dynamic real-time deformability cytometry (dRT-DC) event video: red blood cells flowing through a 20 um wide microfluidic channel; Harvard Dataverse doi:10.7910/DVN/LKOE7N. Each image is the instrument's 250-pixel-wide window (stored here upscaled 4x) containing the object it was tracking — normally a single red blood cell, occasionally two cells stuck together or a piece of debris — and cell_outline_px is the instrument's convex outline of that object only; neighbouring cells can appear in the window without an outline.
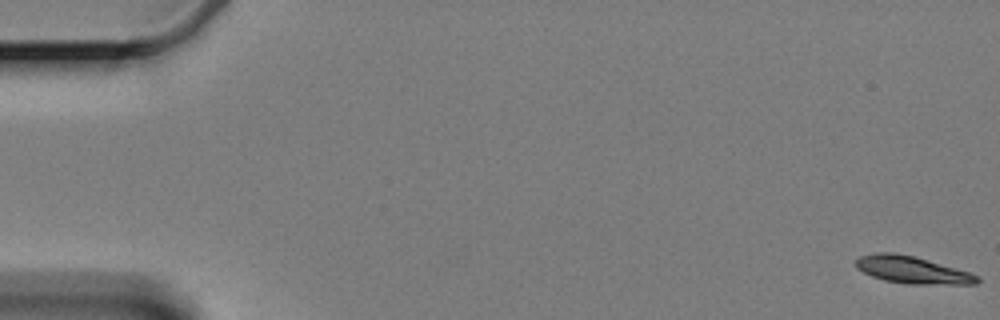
{"species": "Egyptian fruit bat (a non-hibernating species)", "species_latin": "Rousettus aegyptiacus", "temperature_condition": "cold", "stored_images_in_passage": 60, "camera_frame_rate_fps": 3000, "um_per_image_px": 0.085, "animal": {"sex": "female"}, "frame": {"image": 1, "passage_image": 1, "time_ms": 0.0, "image_size_px": [1000, 320], "cell_outline_px": [[980, 280], [976, 284], [908, 284], [884, 280], [872, 276], [856, 268], [856, 260], [860, 256], [876, 252], [892, 252], [912, 256], [956, 268], [980, 276]], "centroid_in_image_um": [77.53, 22.95], "position_along_channel_um": 7.5, "area_um2": 19.02}}
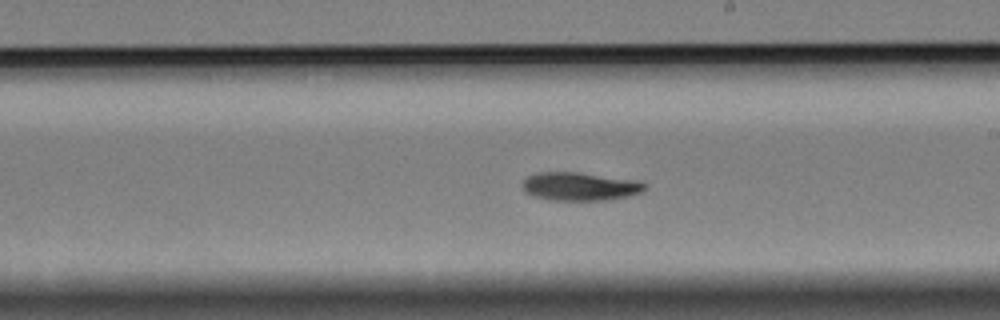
{"frame": {"image": 2, "passage_image": 35, "time_ms": 11.333, "image_size_px": [1000, 320], "cell_outline_px": [[644, 188], [640, 192], [628, 196], [604, 200], [552, 200], [536, 196], [524, 192], [520, 188], [520, 184], [528, 176], [540, 172], [580, 172], [640, 180], [644, 184]], "centroid_in_image_um": [49.25, 15.83], "position_along_channel_um": 239.7, "area_um2": 20.23}}
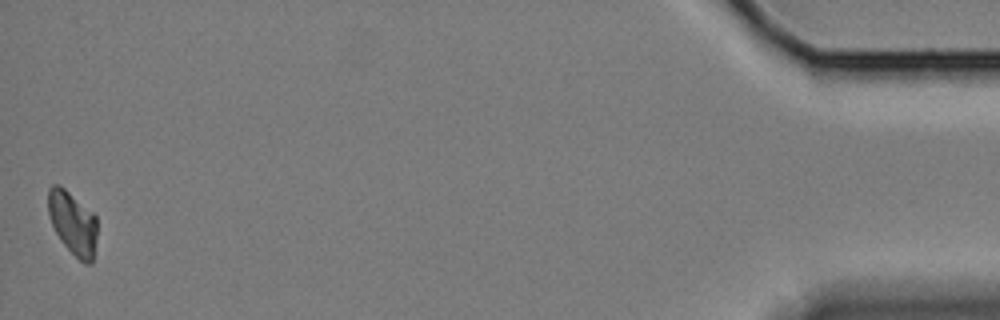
{"frame": {"image": 3, "passage_image": 60, "time_ms": 19.667, "image_size_px": [1000, 320], "cell_outline_px": [[96, 240], [92, 264], [84, 264], [60, 240], [52, 224], [48, 212], [48, 188], [52, 184], [60, 184], [92, 212], [96, 216]], "centroid_in_image_um": [6.18, 18.94], "position_along_channel_um": 429.0, "area_um2": 17.98}, "authors_computed_cell_mechanics": {"area_um2": 19.5653, "velocity_mm_per_s": 3.3233, "shape_relaxation_time_tau1_ms": 5.2917, "shape_relaxation_time_tau2_ms": null, "deformation_change_tau1": 0.1213, "deformation_change_tau2": null}}